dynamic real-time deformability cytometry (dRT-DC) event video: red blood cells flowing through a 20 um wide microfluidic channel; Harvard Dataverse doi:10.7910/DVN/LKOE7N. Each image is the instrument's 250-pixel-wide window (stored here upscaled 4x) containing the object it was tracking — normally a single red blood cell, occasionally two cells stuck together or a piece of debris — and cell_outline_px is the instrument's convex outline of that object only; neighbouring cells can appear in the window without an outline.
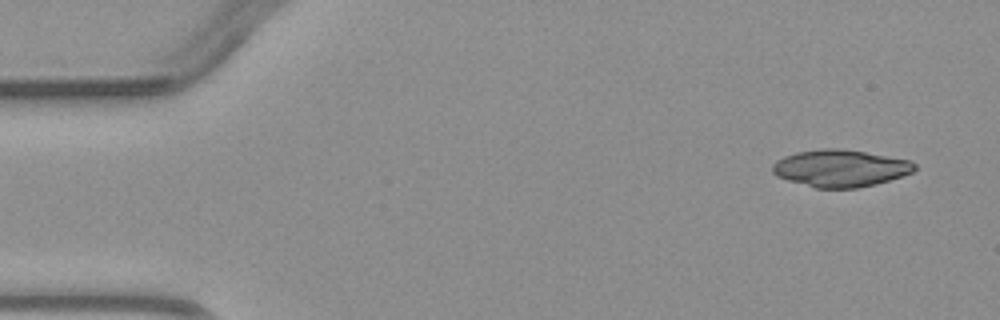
{"species": "common noctule bat (a hibernating species)", "species_latin": "Nyctalus noctula", "temperature_condition": "warm", "stored_images_in_passage": 3, "camera_frame_rate_fps": 3000, "um_per_image_px": 0.085, "animal": {"sex": "male", "body_mass_g": 23.1, "forearm_length_mm": 52.7}, "frame": {"image": 1, "passage_image": 1, "time_ms": 0.0, "image_size_px": [1000, 320], "cell_outline_px": [[916, 168], [912, 172], [876, 184], [856, 188], [816, 188], [788, 180], [776, 176], [772, 172], [772, 164], [776, 160], [784, 156], [796, 152], [824, 148], [840, 148], [912, 160], [916, 164]], "centroid_in_image_um": [71.41, 14.29], "position_along_channel_um": 13.6, "area_um2": 30.69}}